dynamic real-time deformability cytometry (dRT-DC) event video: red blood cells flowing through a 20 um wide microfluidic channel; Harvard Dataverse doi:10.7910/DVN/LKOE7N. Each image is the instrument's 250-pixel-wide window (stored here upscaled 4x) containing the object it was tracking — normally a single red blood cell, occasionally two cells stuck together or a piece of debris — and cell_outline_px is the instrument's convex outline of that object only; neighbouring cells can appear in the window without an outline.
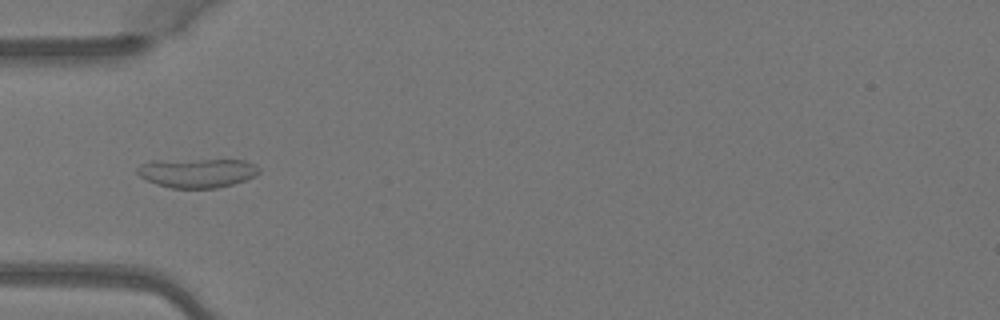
{"species": "Egyptian fruit bat (a non-hibernating species)", "species_latin": "Rousettus aegyptiacus", "temperature_condition": "warm", "stored_images_in_passage": 2, "camera_frame_rate_fps": 3000, "um_per_image_px": 0.085, "animal": {"sex": "female"}, "frame": {"image": 1, "passage_image": 2, "time_ms": 0.333, "image_size_px": [1000, 320], "cell_outline_px": [[260, 172], [256, 176], [232, 184], [216, 188], [172, 188], [156, 184], [140, 176], [136, 172], [136, 168], [140, 164], [152, 160], [244, 160], [256, 164], [260, 168]], "centroid_in_image_um": [16.76, 14.69], "position_along_channel_um": 68.2, "area_um2": 20.81}}